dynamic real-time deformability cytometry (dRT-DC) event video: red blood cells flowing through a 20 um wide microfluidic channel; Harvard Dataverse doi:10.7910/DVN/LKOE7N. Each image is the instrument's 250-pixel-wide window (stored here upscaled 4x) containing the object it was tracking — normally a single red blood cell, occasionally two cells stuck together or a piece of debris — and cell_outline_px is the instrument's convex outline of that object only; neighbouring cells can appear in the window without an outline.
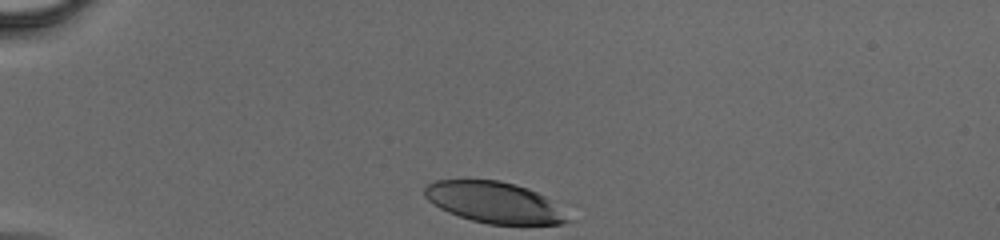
{"species": "human", "species_latin": "Homo sapiens", "temperature_condition": "cold", "stored_images_in_passage": 30, "camera_frame_rate_fps": 3000, "um_per_image_px": 0.085, "donor": {"sex": "male"}, "frame": {"image": 1, "passage_image": 1, "time_ms": 0.0, "image_size_px": [1000, 240], "cell_outline_px": [[568, 220], [560, 224], [488, 224], [472, 220], [448, 212], [432, 204], [424, 196], [424, 188], [428, 184], [436, 180], [500, 180], [516, 184], [528, 188], [544, 196]], "centroid_in_image_um": [41.89, 17.18], "position_along_channel_um": 43.1, "area_um2": 33.52}}
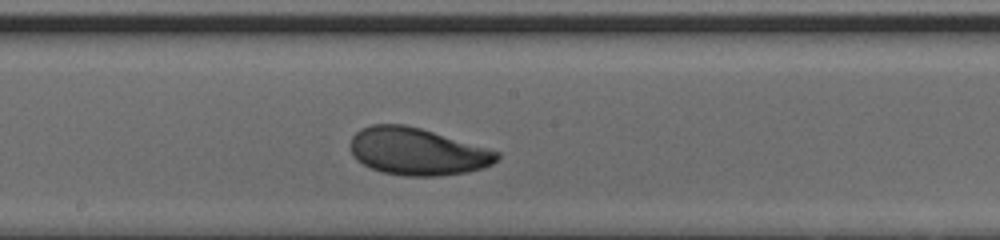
{"frame": {"image": 2, "passage_image": 16, "time_ms": 5.0, "image_size_px": [1000, 240], "cell_outline_px": [[500, 156], [492, 164], [484, 168], [468, 172], [440, 176], [404, 176], [384, 172], [372, 168], [356, 160], [352, 156], [348, 144], [352, 136], [360, 128], [372, 124], [404, 124], [420, 128], [500, 152]], "centroid_in_image_um": [35.43, 12.88], "position_along_channel_um": 212.8, "area_um2": 40.46}}
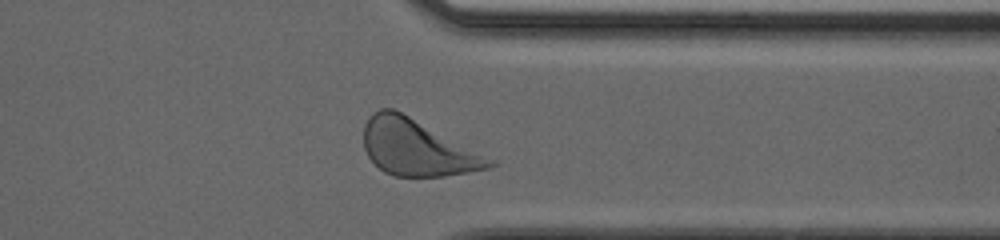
{"frame": {"image": 3, "passage_image": 27, "time_ms": 8.667, "image_size_px": [1000, 240], "cell_outline_px": [[496, 164], [488, 168], [444, 176], [396, 176], [384, 172], [368, 156], [364, 148], [364, 124], [368, 116], [380, 108], [392, 108], [496, 160]], "centroid_in_image_um": [35.43, 12.55], "position_along_channel_um": 376.0, "area_um2": 40.52}}